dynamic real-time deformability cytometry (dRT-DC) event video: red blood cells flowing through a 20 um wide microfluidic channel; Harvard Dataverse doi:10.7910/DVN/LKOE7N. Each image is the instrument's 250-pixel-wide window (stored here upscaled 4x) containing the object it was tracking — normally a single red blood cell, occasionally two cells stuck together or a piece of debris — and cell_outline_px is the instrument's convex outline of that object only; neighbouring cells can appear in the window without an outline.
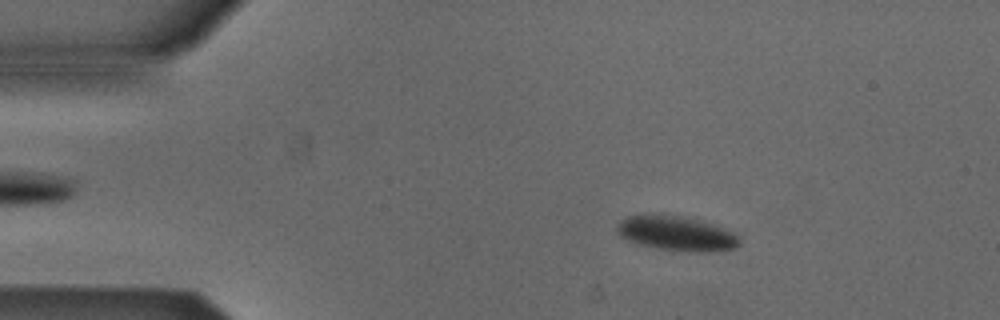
{"species": "Egyptian fruit bat (a non-hibernating species)", "species_latin": "Rousettus aegyptiacus", "temperature_condition": "cold", "stored_images_in_passage": 52, "camera_frame_rate_fps": 3000, "um_per_image_px": 0.085, "animal": {"sex": "male"}, "frame": {"image": 1, "passage_image": 8, "time_ms": 2.333, "image_size_px": [1000, 320], "cell_outline_px": [[740, 244], [736, 248], [712, 252], [688, 252], [660, 248], [636, 244], [620, 236], [616, 232], [616, 224], [620, 220], [628, 216], [644, 212], [676, 216], [696, 220], [712, 224], [736, 232], [740, 236]], "centroid_in_image_um": [57.48, 19.84], "position_along_channel_um": 27.5, "area_um2": 25.2}}
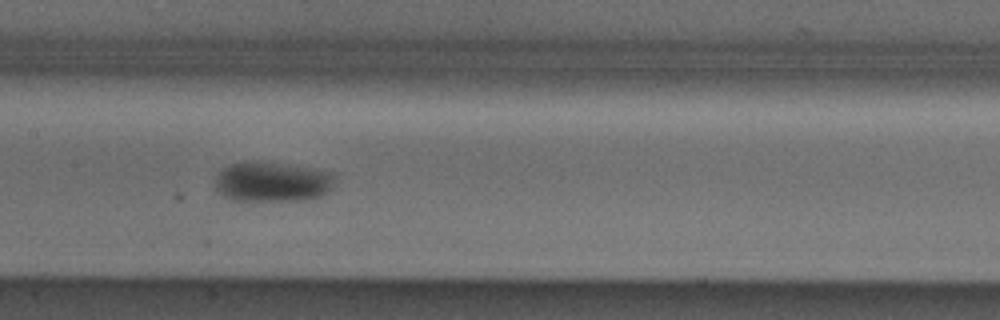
{"frame": {"image": 2, "passage_image": 25, "time_ms": 8.0, "image_size_px": [1000, 320], "cell_outline_px": [[336, 176], [328, 192], [324, 196], [308, 200], [232, 200], [224, 196], [216, 188], [216, 176], [224, 168], [232, 164], [256, 160], [260, 160], [332, 172]], "centroid_in_image_um": [23.17, 15.45], "position_along_channel_um": 184.2, "area_um2": 27.86}}
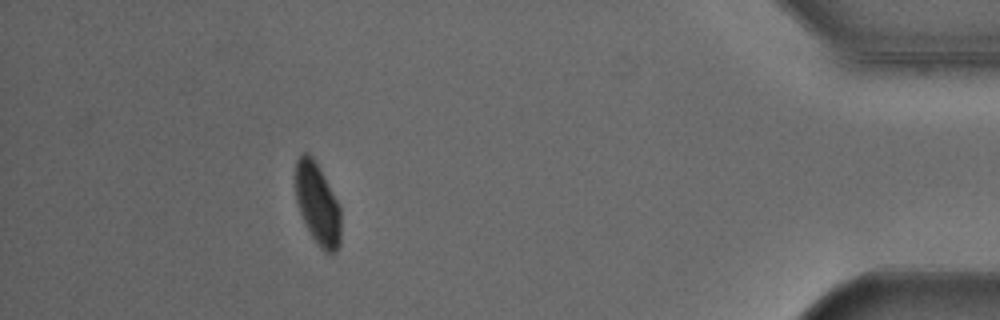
{"frame": {"image": 3, "passage_image": 47, "time_ms": 15.333, "image_size_px": [1000, 320], "cell_outline_px": [[340, 244], [336, 252], [324, 252], [316, 244], [304, 224], [296, 200], [296, 160], [304, 152], [308, 152], [312, 156], [320, 168], [340, 204]], "centroid_in_image_um": [27.0, 17.35], "position_along_channel_um": 408.2, "area_um2": 21.79}}